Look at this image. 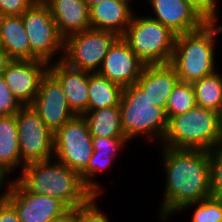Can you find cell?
<instances>
[{"mask_svg": "<svg viewBox=\"0 0 222 222\" xmlns=\"http://www.w3.org/2000/svg\"><path fill=\"white\" fill-rule=\"evenodd\" d=\"M161 149L166 186L158 213L160 219L167 220L185 205L211 197L210 159L207 150Z\"/></svg>", "mask_w": 222, "mask_h": 222, "instance_id": "cell-1", "label": "cell"}, {"mask_svg": "<svg viewBox=\"0 0 222 222\" xmlns=\"http://www.w3.org/2000/svg\"><path fill=\"white\" fill-rule=\"evenodd\" d=\"M54 162L50 159L25 164L15 180L26 191L55 198L68 209L85 204L94 194L84 185L80 174L62 162Z\"/></svg>", "mask_w": 222, "mask_h": 222, "instance_id": "cell-2", "label": "cell"}, {"mask_svg": "<svg viewBox=\"0 0 222 222\" xmlns=\"http://www.w3.org/2000/svg\"><path fill=\"white\" fill-rule=\"evenodd\" d=\"M218 22H206L200 29L175 37L170 64L179 81L193 83L214 73L215 38L222 32Z\"/></svg>", "mask_w": 222, "mask_h": 222, "instance_id": "cell-3", "label": "cell"}, {"mask_svg": "<svg viewBox=\"0 0 222 222\" xmlns=\"http://www.w3.org/2000/svg\"><path fill=\"white\" fill-rule=\"evenodd\" d=\"M161 146L175 149L211 150L222 142L221 114L195 106L170 117Z\"/></svg>", "mask_w": 222, "mask_h": 222, "instance_id": "cell-4", "label": "cell"}, {"mask_svg": "<svg viewBox=\"0 0 222 222\" xmlns=\"http://www.w3.org/2000/svg\"><path fill=\"white\" fill-rule=\"evenodd\" d=\"M119 106L123 132L128 141L141 134L149 142L156 137L162 143L168 127L166 110L152 105L136 83L123 88Z\"/></svg>", "mask_w": 222, "mask_h": 222, "instance_id": "cell-5", "label": "cell"}, {"mask_svg": "<svg viewBox=\"0 0 222 222\" xmlns=\"http://www.w3.org/2000/svg\"><path fill=\"white\" fill-rule=\"evenodd\" d=\"M145 65L170 63L176 34L149 16H136L121 36Z\"/></svg>", "mask_w": 222, "mask_h": 222, "instance_id": "cell-6", "label": "cell"}, {"mask_svg": "<svg viewBox=\"0 0 222 222\" xmlns=\"http://www.w3.org/2000/svg\"><path fill=\"white\" fill-rule=\"evenodd\" d=\"M119 36L112 31L90 28L64 40L62 61L68 66L98 72L104 57Z\"/></svg>", "mask_w": 222, "mask_h": 222, "instance_id": "cell-7", "label": "cell"}, {"mask_svg": "<svg viewBox=\"0 0 222 222\" xmlns=\"http://www.w3.org/2000/svg\"><path fill=\"white\" fill-rule=\"evenodd\" d=\"M21 16L32 51V60L50 64L53 55L64 51V39L58 32L49 7L42 0H37Z\"/></svg>", "mask_w": 222, "mask_h": 222, "instance_id": "cell-8", "label": "cell"}, {"mask_svg": "<svg viewBox=\"0 0 222 222\" xmlns=\"http://www.w3.org/2000/svg\"><path fill=\"white\" fill-rule=\"evenodd\" d=\"M93 153L92 136L86 119L75 116L54 133V160L81 174Z\"/></svg>", "mask_w": 222, "mask_h": 222, "instance_id": "cell-9", "label": "cell"}, {"mask_svg": "<svg viewBox=\"0 0 222 222\" xmlns=\"http://www.w3.org/2000/svg\"><path fill=\"white\" fill-rule=\"evenodd\" d=\"M21 164L54 158V133L45 125L32 106L16 113Z\"/></svg>", "mask_w": 222, "mask_h": 222, "instance_id": "cell-10", "label": "cell"}, {"mask_svg": "<svg viewBox=\"0 0 222 222\" xmlns=\"http://www.w3.org/2000/svg\"><path fill=\"white\" fill-rule=\"evenodd\" d=\"M7 186L5 198L15 207L20 222H49L68 210L55 198L26 191L16 180Z\"/></svg>", "mask_w": 222, "mask_h": 222, "instance_id": "cell-11", "label": "cell"}, {"mask_svg": "<svg viewBox=\"0 0 222 222\" xmlns=\"http://www.w3.org/2000/svg\"><path fill=\"white\" fill-rule=\"evenodd\" d=\"M31 106L53 133L76 116L68 105L62 86L49 71L43 76Z\"/></svg>", "mask_w": 222, "mask_h": 222, "instance_id": "cell-12", "label": "cell"}, {"mask_svg": "<svg viewBox=\"0 0 222 222\" xmlns=\"http://www.w3.org/2000/svg\"><path fill=\"white\" fill-rule=\"evenodd\" d=\"M48 69L49 64L41 60H12L2 75L19 103L31 106Z\"/></svg>", "mask_w": 222, "mask_h": 222, "instance_id": "cell-13", "label": "cell"}, {"mask_svg": "<svg viewBox=\"0 0 222 222\" xmlns=\"http://www.w3.org/2000/svg\"><path fill=\"white\" fill-rule=\"evenodd\" d=\"M145 64L119 37L104 57L98 74L122 86H130L140 78Z\"/></svg>", "mask_w": 222, "mask_h": 222, "instance_id": "cell-14", "label": "cell"}, {"mask_svg": "<svg viewBox=\"0 0 222 222\" xmlns=\"http://www.w3.org/2000/svg\"><path fill=\"white\" fill-rule=\"evenodd\" d=\"M154 17L176 35L200 29L207 21L186 0H149Z\"/></svg>", "mask_w": 222, "mask_h": 222, "instance_id": "cell-15", "label": "cell"}, {"mask_svg": "<svg viewBox=\"0 0 222 222\" xmlns=\"http://www.w3.org/2000/svg\"><path fill=\"white\" fill-rule=\"evenodd\" d=\"M57 61L49 64L48 71L62 86L73 113L83 116L88 111V80L92 72L72 68L62 61V57Z\"/></svg>", "mask_w": 222, "mask_h": 222, "instance_id": "cell-16", "label": "cell"}, {"mask_svg": "<svg viewBox=\"0 0 222 222\" xmlns=\"http://www.w3.org/2000/svg\"><path fill=\"white\" fill-rule=\"evenodd\" d=\"M178 81L174 67L166 63L145 65L136 84L143 90L152 105L166 110L170 94Z\"/></svg>", "mask_w": 222, "mask_h": 222, "instance_id": "cell-17", "label": "cell"}, {"mask_svg": "<svg viewBox=\"0 0 222 222\" xmlns=\"http://www.w3.org/2000/svg\"><path fill=\"white\" fill-rule=\"evenodd\" d=\"M50 9L59 34L65 40L70 35L92 28L89 7L84 0H42Z\"/></svg>", "mask_w": 222, "mask_h": 222, "instance_id": "cell-18", "label": "cell"}, {"mask_svg": "<svg viewBox=\"0 0 222 222\" xmlns=\"http://www.w3.org/2000/svg\"><path fill=\"white\" fill-rule=\"evenodd\" d=\"M130 0H103L89 8L92 28L112 31L121 37L133 18Z\"/></svg>", "mask_w": 222, "mask_h": 222, "instance_id": "cell-19", "label": "cell"}, {"mask_svg": "<svg viewBox=\"0 0 222 222\" xmlns=\"http://www.w3.org/2000/svg\"><path fill=\"white\" fill-rule=\"evenodd\" d=\"M1 47L12 60H32V51L21 15L0 16Z\"/></svg>", "mask_w": 222, "mask_h": 222, "instance_id": "cell-20", "label": "cell"}, {"mask_svg": "<svg viewBox=\"0 0 222 222\" xmlns=\"http://www.w3.org/2000/svg\"><path fill=\"white\" fill-rule=\"evenodd\" d=\"M20 164L16 114L0 116V171L8 177Z\"/></svg>", "mask_w": 222, "mask_h": 222, "instance_id": "cell-21", "label": "cell"}, {"mask_svg": "<svg viewBox=\"0 0 222 222\" xmlns=\"http://www.w3.org/2000/svg\"><path fill=\"white\" fill-rule=\"evenodd\" d=\"M86 119L92 137L126 138L121 123L120 106L87 111Z\"/></svg>", "mask_w": 222, "mask_h": 222, "instance_id": "cell-22", "label": "cell"}, {"mask_svg": "<svg viewBox=\"0 0 222 222\" xmlns=\"http://www.w3.org/2000/svg\"><path fill=\"white\" fill-rule=\"evenodd\" d=\"M123 87L99 75L91 73L88 80V111L120 104Z\"/></svg>", "mask_w": 222, "mask_h": 222, "instance_id": "cell-23", "label": "cell"}, {"mask_svg": "<svg viewBox=\"0 0 222 222\" xmlns=\"http://www.w3.org/2000/svg\"><path fill=\"white\" fill-rule=\"evenodd\" d=\"M192 85L197 106L222 113V75L215 71Z\"/></svg>", "mask_w": 222, "mask_h": 222, "instance_id": "cell-24", "label": "cell"}, {"mask_svg": "<svg viewBox=\"0 0 222 222\" xmlns=\"http://www.w3.org/2000/svg\"><path fill=\"white\" fill-rule=\"evenodd\" d=\"M195 106L196 100L192 83L178 81L166 105L168 119L186 113Z\"/></svg>", "mask_w": 222, "mask_h": 222, "instance_id": "cell-25", "label": "cell"}, {"mask_svg": "<svg viewBox=\"0 0 222 222\" xmlns=\"http://www.w3.org/2000/svg\"><path fill=\"white\" fill-rule=\"evenodd\" d=\"M115 156H110L109 154L99 153L98 151H93L91 159L87 168L80 174L84 185L94 194L100 196L102 193V188L94 181L93 177H96L98 171L109 168L112 165V160Z\"/></svg>", "mask_w": 222, "mask_h": 222, "instance_id": "cell-26", "label": "cell"}, {"mask_svg": "<svg viewBox=\"0 0 222 222\" xmlns=\"http://www.w3.org/2000/svg\"><path fill=\"white\" fill-rule=\"evenodd\" d=\"M195 206L191 222H222V198L209 197L196 203L185 205L186 210Z\"/></svg>", "mask_w": 222, "mask_h": 222, "instance_id": "cell-27", "label": "cell"}, {"mask_svg": "<svg viewBox=\"0 0 222 222\" xmlns=\"http://www.w3.org/2000/svg\"><path fill=\"white\" fill-rule=\"evenodd\" d=\"M210 159V194L222 198V142L208 151Z\"/></svg>", "mask_w": 222, "mask_h": 222, "instance_id": "cell-28", "label": "cell"}, {"mask_svg": "<svg viewBox=\"0 0 222 222\" xmlns=\"http://www.w3.org/2000/svg\"><path fill=\"white\" fill-rule=\"evenodd\" d=\"M98 198V195H93L85 204L76 208V222H110L96 205Z\"/></svg>", "mask_w": 222, "mask_h": 222, "instance_id": "cell-29", "label": "cell"}, {"mask_svg": "<svg viewBox=\"0 0 222 222\" xmlns=\"http://www.w3.org/2000/svg\"><path fill=\"white\" fill-rule=\"evenodd\" d=\"M22 107L0 75V116L15 115Z\"/></svg>", "mask_w": 222, "mask_h": 222, "instance_id": "cell-30", "label": "cell"}, {"mask_svg": "<svg viewBox=\"0 0 222 222\" xmlns=\"http://www.w3.org/2000/svg\"><path fill=\"white\" fill-rule=\"evenodd\" d=\"M126 142H128L126 138L92 137L93 151L109 154L110 156H115L124 145H127Z\"/></svg>", "mask_w": 222, "mask_h": 222, "instance_id": "cell-31", "label": "cell"}, {"mask_svg": "<svg viewBox=\"0 0 222 222\" xmlns=\"http://www.w3.org/2000/svg\"><path fill=\"white\" fill-rule=\"evenodd\" d=\"M207 21L217 22L218 0H186ZM217 4V5H216ZM217 8V9H216Z\"/></svg>", "mask_w": 222, "mask_h": 222, "instance_id": "cell-32", "label": "cell"}, {"mask_svg": "<svg viewBox=\"0 0 222 222\" xmlns=\"http://www.w3.org/2000/svg\"><path fill=\"white\" fill-rule=\"evenodd\" d=\"M37 0H0V16L22 15Z\"/></svg>", "mask_w": 222, "mask_h": 222, "instance_id": "cell-33", "label": "cell"}, {"mask_svg": "<svg viewBox=\"0 0 222 222\" xmlns=\"http://www.w3.org/2000/svg\"><path fill=\"white\" fill-rule=\"evenodd\" d=\"M0 222H20L15 207L6 198L0 201Z\"/></svg>", "mask_w": 222, "mask_h": 222, "instance_id": "cell-34", "label": "cell"}, {"mask_svg": "<svg viewBox=\"0 0 222 222\" xmlns=\"http://www.w3.org/2000/svg\"><path fill=\"white\" fill-rule=\"evenodd\" d=\"M49 222H76V208H70L61 216L52 219Z\"/></svg>", "mask_w": 222, "mask_h": 222, "instance_id": "cell-35", "label": "cell"}, {"mask_svg": "<svg viewBox=\"0 0 222 222\" xmlns=\"http://www.w3.org/2000/svg\"><path fill=\"white\" fill-rule=\"evenodd\" d=\"M12 61L7 52L0 46V75L3 74L8 64Z\"/></svg>", "mask_w": 222, "mask_h": 222, "instance_id": "cell-36", "label": "cell"}, {"mask_svg": "<svg viewBox=\"0 0 222 222\" xmlns=\"http://www.w3.org/2000/svg\"><path fill=\"white\" fill-rule=\"evenodd\" d=\"M4 178H6V176L0 171V189H2L3 186L2 184H4L3 182L6 181V179ZM5 195H6V189L3 192V194L2 193L0 194V201H2L5 198Z\"/></svg>", "mask_w": 222, "mask_h": 222, "instance_id": "cell-37", "label": "cell"}, {"mask_svg": "<svg viewBox=\"0 0 222 222\" xmlns=\"http://www.w3.org/2000/svg\"><path fill=\"white\" fill-rule=\"evenodd\" d=\"M87 4V6L90 8L100 2H102L103 0H84Z\"/></svg>", "mask_w": 222, "mask_h": 222, "instance_id": "cell-38", "label": "cell"}]
</instances>
